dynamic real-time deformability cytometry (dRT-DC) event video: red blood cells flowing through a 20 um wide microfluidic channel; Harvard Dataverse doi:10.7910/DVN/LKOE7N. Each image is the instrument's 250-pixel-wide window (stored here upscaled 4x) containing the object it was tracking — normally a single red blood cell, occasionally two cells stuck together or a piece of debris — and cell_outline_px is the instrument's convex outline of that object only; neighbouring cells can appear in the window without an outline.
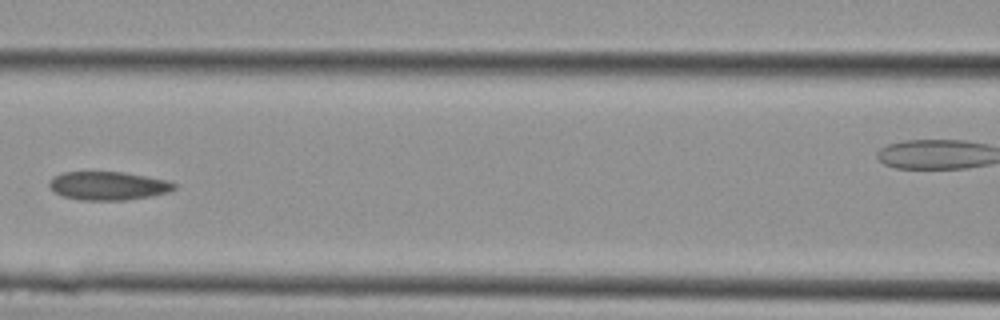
{"species": "Egyptian fruit bat (a non-hibernating species)", "species_latin": "Rousettus aegyptiacus", "temperature_condition": "cold", "stored_images_in_passage": 15, "camera_frame_rate_fps": 3000, "um_per_image_px": 0.085, "animal": {"sex": "female"}, "frame": {"image": 1, "passage_image": 13, "time_ms": 4.0, "image_size_px": [1000, 320], "cell_outline_px": [[176, 188], [168, 192], [152, 196], [124, 200], [80, 200], [64, 196], [56, 192], [48, 184], [56, 176], [64, 172], [124, 172], [168, 180], [176, 184]], "centroid_in_image_um": [9.25, 15.79], "position_along_channel_um": 157.3, "area_um2": 20.52}}